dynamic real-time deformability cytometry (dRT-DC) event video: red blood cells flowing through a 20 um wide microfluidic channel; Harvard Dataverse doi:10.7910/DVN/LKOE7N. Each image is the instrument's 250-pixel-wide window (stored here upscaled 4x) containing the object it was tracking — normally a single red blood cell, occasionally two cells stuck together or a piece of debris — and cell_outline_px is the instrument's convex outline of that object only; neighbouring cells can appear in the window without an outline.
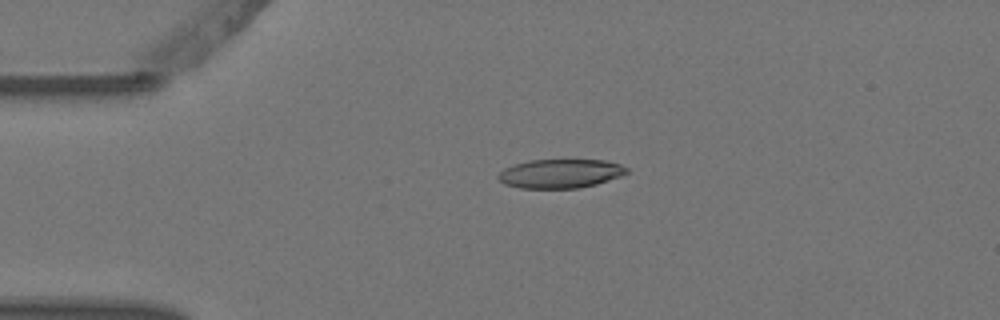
{"species": "Egyptian fruit bat (a non-hibernating species)", "species_latin": "Rousettus aegyptiacus", "temperature_condition": "warm", "stored_images_in_passage": 4, "camera_frame_rate_fps": 3000, "um_per_image_px": 0.085, "animal": {"sex": "female"}, "frame": {"image": 1, "passage_image": 3, "time_ms": 0.667, "image_size_px": [1000, 320], "cell_outline_px": [[628, 172], [620, 176], [596, 184], [580, 188], [520, 188], [504, 184], [496, 176], [504, 168], [528, 160], [604, 160], [620, 164], [628, 168]], "centroid_in_image_um": [47.62, 14.75], "position_along_channel_um": 37.4, "area_um2": 21.62}}